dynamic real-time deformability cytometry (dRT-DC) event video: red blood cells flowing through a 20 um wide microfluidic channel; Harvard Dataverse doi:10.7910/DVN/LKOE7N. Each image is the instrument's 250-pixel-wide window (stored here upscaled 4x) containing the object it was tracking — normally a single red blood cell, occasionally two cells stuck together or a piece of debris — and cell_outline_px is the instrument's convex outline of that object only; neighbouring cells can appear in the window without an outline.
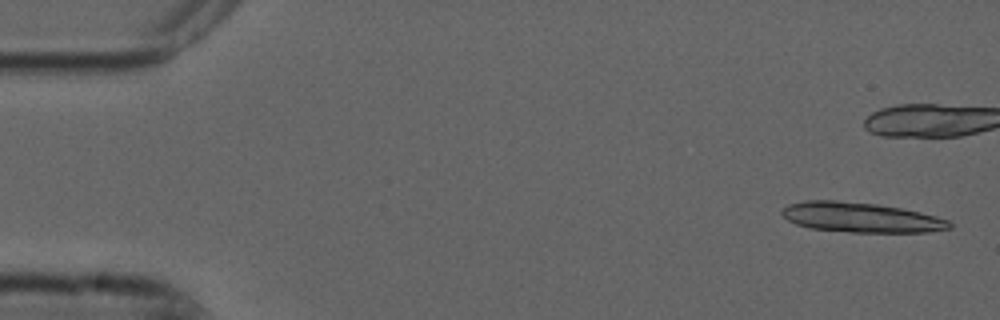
{"species": "common noctule bat (a hibernating species)", "species_latin": "Nyctalus noctula", "temperature_condition": "cold", "stored_images_in_passage": 7, "camera_frame_rate_fps": 3000, "um_per_image_px": 0.085, "animal": {"sex": "male", "forearm_length_mm": 52.5}, "frame": {"image": 1, "passage_image": 1, "time_ms": 0.0, "image_size_px": [1000, 320], "cell_outline_px": [[952, 228], [932, 232], [852, 232], [812, 228], [796, 224], [788, 220], [780, 212], [788, 204], [804, 200], [836, 200], [880, 204], [920, 212], [936, 216], [948, 220], [952, 224]], "centroid_in_image_um": [73.2, 18.47], "position_along_channel_um": 11.8, "area_um2": 29.25}}
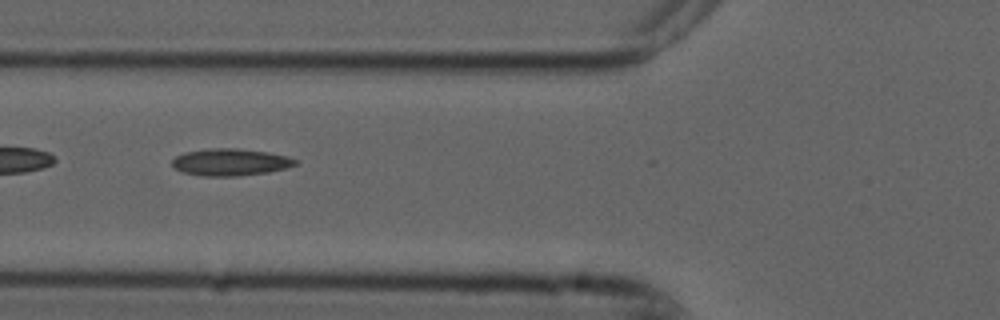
{"frame": {"image": 2, "passage_image": 7, "time_ms": 2.0, "image_size_px": [1000, 320], "cell_outline_px": [[296, 164], [284, 168], [268, 172], [240, 176], [204, 176], [180, 172], [172, 164], [172, 160], [176, 156], [184, 152], [208, 148], [236, 148], [268, 152], [288, 156], [296, 160]], "centroid_in_image_um": [19.55, 13.78], "position_along_channel_um": 106.3, "area_um2": 19.42}}